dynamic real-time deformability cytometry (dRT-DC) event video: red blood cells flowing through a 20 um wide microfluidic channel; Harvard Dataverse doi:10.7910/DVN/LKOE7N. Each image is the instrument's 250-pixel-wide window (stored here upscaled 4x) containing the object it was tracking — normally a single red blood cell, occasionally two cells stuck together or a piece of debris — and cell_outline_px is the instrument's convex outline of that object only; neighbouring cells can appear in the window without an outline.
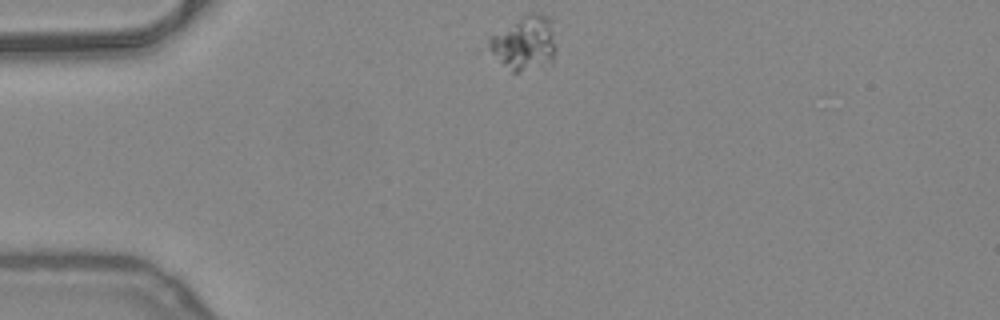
{"species": "common noctule bat (a hibernating species)", "species_latin": "Nyctalus noctula", "temperature_condition": "warm", "stored_images_in_passage": 6, "camera_frame_rate_fps": 3000, "um_per_image_px": 0.085, "animal": {"sex": "female", "body_mass_g": 24.6, "forearm_length_mm": 56.2}, "frame": {"image": 1, "passage_image": 1, "time_ms": 0.0, "image_size_px": [1000, 320], "cell_outline_px": [[556, 48], [552, 64], [520, 72], [512, 72], [488, 48], [488, 36], [524, 12], [540, 12], [552, 16]], "centroid_in_image_um": [44.63, 3.58], "position_along_channel_um": 40.4, "area_um2": 22.14}}